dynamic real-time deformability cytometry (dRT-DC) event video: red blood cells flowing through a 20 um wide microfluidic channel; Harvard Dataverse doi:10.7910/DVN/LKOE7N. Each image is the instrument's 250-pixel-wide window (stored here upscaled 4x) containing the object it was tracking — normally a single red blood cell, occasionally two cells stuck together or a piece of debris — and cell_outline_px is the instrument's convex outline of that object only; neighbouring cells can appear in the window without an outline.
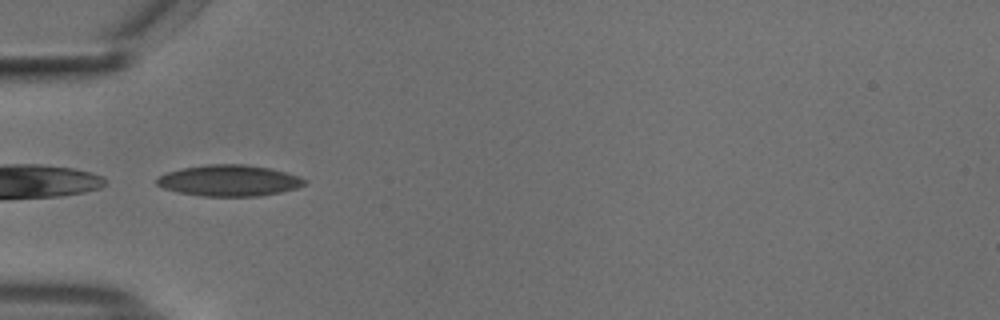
{"species": "common noctule bat (a hibernating species)", "species_latin": "Nyctalus noctula", "temperature_condition": "cold", "stored_images_in_passage": 17, "camera_frame_rate_fps": 3000, "um_per_image_px": 0.085, "animal": {"sex": "male", "body_mass_g": 18.8}, "frame": {"image": 1, "passage_image": 1, "time_ms": 0.0, "image_size_px": [1000, 320], "cell_outline_px": [[308, 180], [304, 184], [296, 188], [280, 192], [260, 196], [204, 196], [180, 192], [164, 188], [156, 184], [156, 180], [160, 176], [168, 172], [184, 168], [208, 164], [244, 164], [268, 168], [284, 172]], "centroid_in_image_um": [19.48, 15.35], "position_along_channel_um": 65.5, "area_um2": 26.41}}
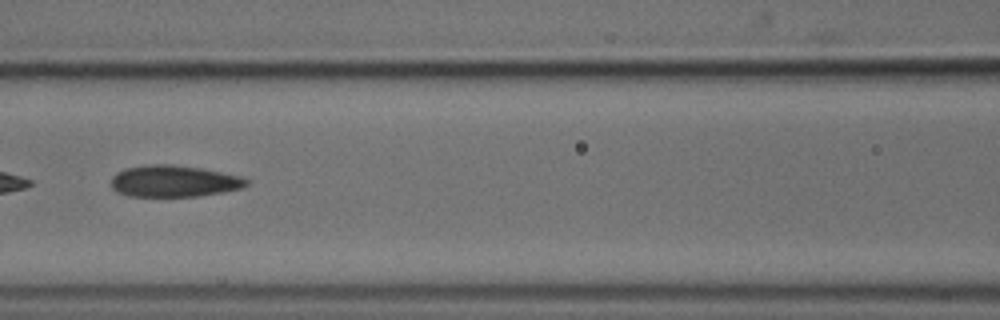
{"frame": {"image": 2, "passage_image": 8, "time_ms": 2.333, "image_size_px": [1000, 320], "cell_outline_px": [[248, 184], [244, 188], [224, 192], [200, 196], [128, 196], [116, 192], [112, 188], [112, 176], [116, 172], [124, 168], [152, 164], [168, 164], [204, 168], [240, 176], [248, 180]], "centroid_in_image_um": [14.79, 15.4], "position_along_channel_um": 151.8, "area_um2": 25.14}}